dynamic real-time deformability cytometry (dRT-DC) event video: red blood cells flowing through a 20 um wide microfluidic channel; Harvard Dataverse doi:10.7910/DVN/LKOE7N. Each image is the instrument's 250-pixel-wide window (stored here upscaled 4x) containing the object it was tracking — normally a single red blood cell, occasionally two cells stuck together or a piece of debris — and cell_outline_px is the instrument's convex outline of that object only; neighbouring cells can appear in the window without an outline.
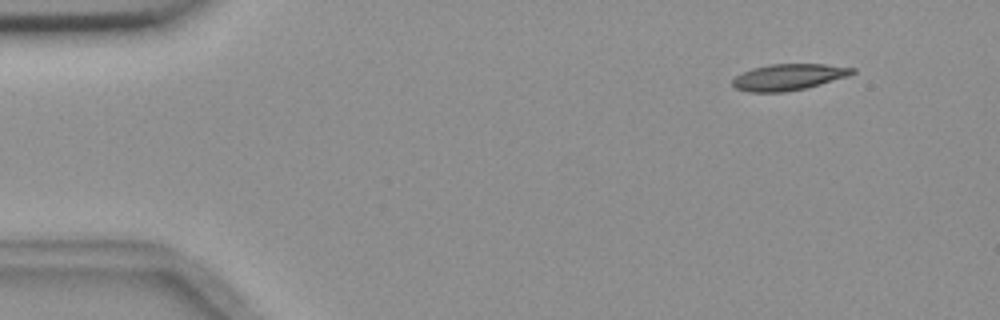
{"species": "common noctule bat (a hibernating species)", "species_latin": "Nyctalus noctula", "temperature_condition": "room temperature", "stored_images_in_passage": 5, "camera_frame_rate_fps": 3000, "um_per_image_px": 0.085, "animal": {"sex": "female", "body_mass_g": 18.4}, "frame": {"image": 1, "passage_image": 1, "time_ms": 0.0, "image_size_px": [1000, 320], "cell_outline_px": [[856, 72], [848, 76], [820, 84], [804, 88], [784, 92], [748, 92], [736, 88], [732, 84], [732, 80], [736, 76], [752, 68], [768, 64], [824, 64], [856, 68]], "centroid_in_image_um": [67.03, 6.54], "position_along_channel_um": 18.0, "area_um2": 18.26}}
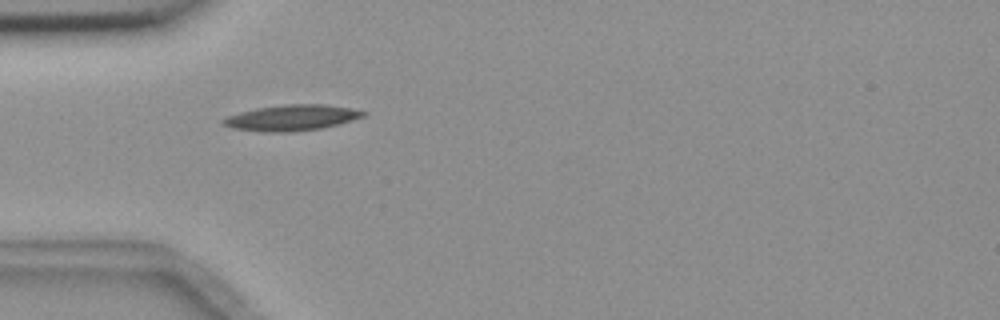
{"frame": {"image": 2, "passage_image": 4, "time_ms": 3.667, "image_size_px": [1000, 320], "cell_outline_px": [[368, 116], [320, 128], [292, 132], [264, 132], [232, 128], [224, 124], [220, 120], [228, 116], [240, 112], [256, 108], [284, 104], [324, 104], [352, 108], [368, 112]], "centroid_in_image_um": [24.82, 10.0], "position_along_channel_um": 60.2, "area_um2": 21.1}}